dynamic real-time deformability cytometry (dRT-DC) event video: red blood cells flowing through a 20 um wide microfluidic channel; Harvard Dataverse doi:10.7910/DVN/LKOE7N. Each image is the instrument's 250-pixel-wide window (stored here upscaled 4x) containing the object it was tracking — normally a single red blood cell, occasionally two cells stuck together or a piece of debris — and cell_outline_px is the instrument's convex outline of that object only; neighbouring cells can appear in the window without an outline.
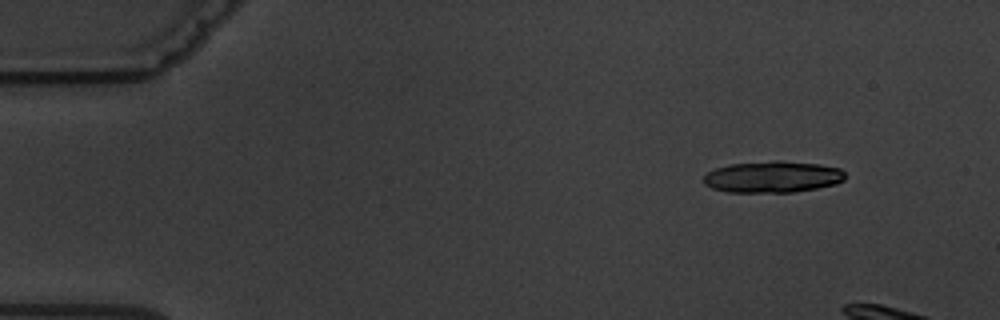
{"species": "common noctule bat (a hibernating species)", "species_latin": "Nyctalus noctula", "temperature_condition": "warm", "stored_images_in_passage": 4, "camera_frame_rate_fps": 3000, "um_per_image_px": 0.085, "animal": {"sex": "male", "body_mass_g": 19.5, "forearm_length_mm": 54.6}, "frame": {"image": 1, "passage_image": 2, "time_ms": 1.0, "image_size_px": [1000, 320], "cell_outline_px": [[844, 180], [836, 184], [816, 188], [792, 192], [728, 192], [712, 188], [704, 184], [704, 176], [708, 172], [716, 168], [728, 164], [772, 160], [776, 160], [820, 164], [840, 168], [844, 172]], "centroid_in_image_um": [65.67, 15.02], "position_along_channel_um": 19.3, "area_um2": 26.07}}